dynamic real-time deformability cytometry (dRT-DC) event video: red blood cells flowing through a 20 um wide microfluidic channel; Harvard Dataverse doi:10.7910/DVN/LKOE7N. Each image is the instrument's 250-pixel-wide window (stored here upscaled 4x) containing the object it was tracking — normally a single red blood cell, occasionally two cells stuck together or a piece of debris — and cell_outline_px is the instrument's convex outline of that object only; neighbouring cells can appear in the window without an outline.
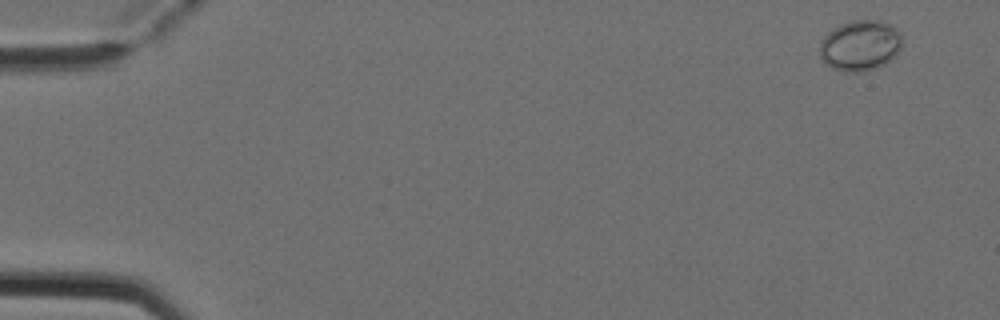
{"species": "Egyptian fruit bat (a non-hibernating species)", "species_latin": "Rousettus aegyptiacus", "temperature_condition": "cold", "stored_images_in_passage": 3, "camera_frame_rate_fps": 3000, "um_per_image_px": 0.085, "animal": {"sex": "female"}, "frame": {"image": 1, "passage_image": 1, "time_ms": 0.0, "image_size_px": [1000, 320], "cell_outline_px": [[900, 48], [896, 56], [884, 64], [876, 68], [860, 72], [844, 72], [832, 68], [824, 64], [820, 56], [820, 40], [832, 28], [840, 24], [852, 20], [880, 20], [892, 24], [900, 32]], "centroid_in_image_um": [73.09, 3.86], "position_along_channel_um": 11.9, "area_um2": 24.62}}